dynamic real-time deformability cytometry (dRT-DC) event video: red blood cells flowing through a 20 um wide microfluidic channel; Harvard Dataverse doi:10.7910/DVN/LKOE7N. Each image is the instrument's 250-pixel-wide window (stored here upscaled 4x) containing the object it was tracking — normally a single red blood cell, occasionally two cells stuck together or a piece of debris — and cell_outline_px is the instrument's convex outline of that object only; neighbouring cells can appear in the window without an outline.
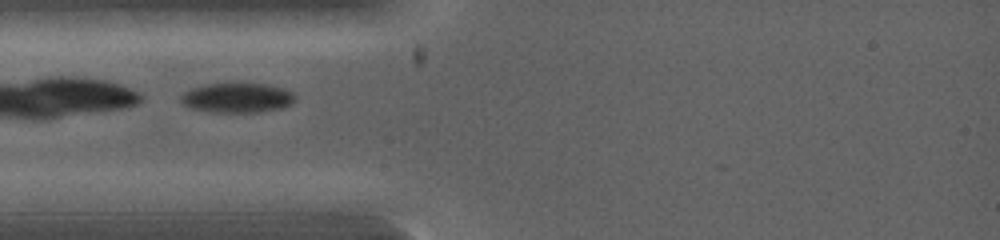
{"species": "common noctule bat (a hibernating species)", "species_latin": "Nyctalus noctula", "temperature_condition": "warm", "stored_images_in_passage": 7, "camera_frame_rate_fps": 5000, "um_per_image_px": 0.085, "animal": {"sex": "female", "body_mass_g": 19.0, "forearm_length_mm": 53.3}, "frame": {"image": 1, "passage_image": 1, "time_ms": 0.0, "image_size_px": [1000, 240], "cell_outline_px": [[296, 100], [292, 104], [284, 108], [260, 112], [212, 112], [188, 108], [180, 100], [180, 96], [184, 92], [192, 88], [204, 84], [224, 80], [236, 80], [268, 84], [292, 92], [296, 96]], "centroid_in_image_um": [20.15, 8.26], "position_along_channel_um": 64.8, "area_um2": 20.98}}
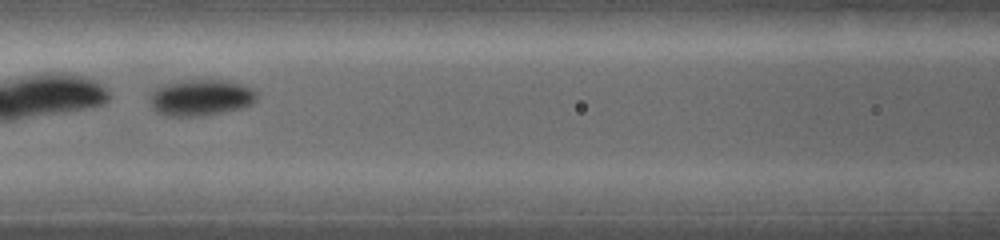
{"frame": {"image": 2, "passage_image": 4, "time_ms": 1.4, "image_size_px": [1000, 240], "cell_outline_px": [[256, 100], [252, 104], [240, 108], [204, 116], [168, 116], [156, 112], [152, 108], [152, 92], [160, 84], [180, 80], [224, 80], [244, 84], [252, 88], [256, 92]], "centroid_in_image_um": [17.07, 8.28], "position_along_channel_um": 149.5, "area_um2": 22.72}}
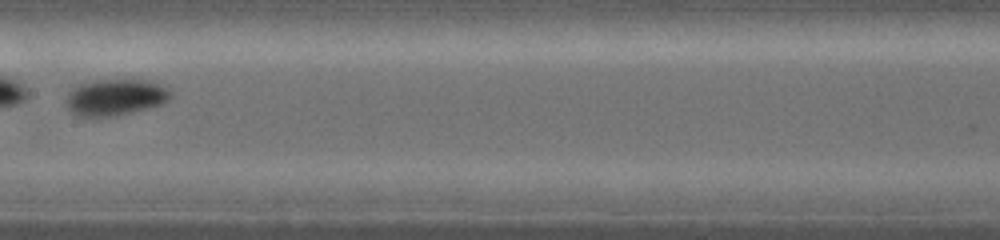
{"frame": {"image": 3, "passage_image": 6, "time_ms": 2.2, "image_size_px": [1000, 240], "cell_outline_px": [[172, 96], [168, 100], [160, 104], [148, 108], [112, 116], [80, 116], [72, 112], [68, 108], [68, 96], [72, 88], [80, 84], [96, 80], [152, 80], [168, 88], [172, 92]], "centroid_in_image_um": [9.86, 8.25], "position_along_channel_um": 197.5, "area_um2": 21.85}}